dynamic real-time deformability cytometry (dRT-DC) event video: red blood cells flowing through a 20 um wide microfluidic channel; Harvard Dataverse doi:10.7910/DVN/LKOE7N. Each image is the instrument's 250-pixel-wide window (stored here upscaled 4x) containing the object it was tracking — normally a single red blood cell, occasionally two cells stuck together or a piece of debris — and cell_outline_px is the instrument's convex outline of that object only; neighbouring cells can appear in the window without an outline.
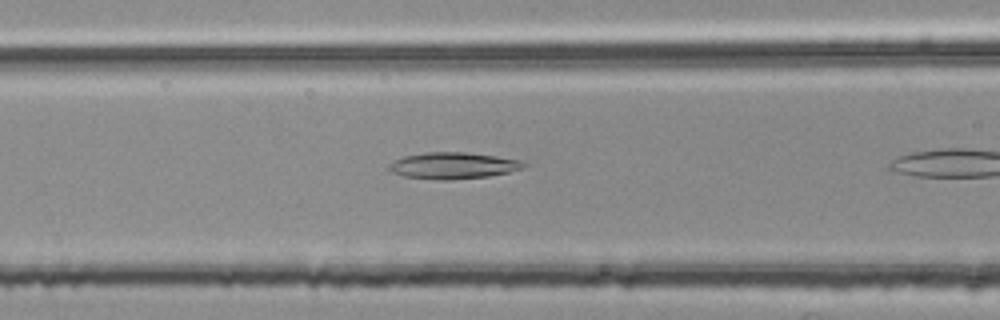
{"species": "common noctule bat (a hibernating species)", "species_latin": "Nyctalus noctula", "temperature_condition": "room temperature", "stored_images_in_passage": 8, "camera_frame_rate_fps": 3000, "um_per_image_px": 0.085, "animal": {"sex": "female", "body_mass_g": 25.1}, "frame": {"image": 1, "passage_image": 7, "time_ms": 2.0, "image_size_px": [1000, 320], "cell_outline_px": [[528, 164], [524, 168], [508, 172], [488, 176], [448, 180], [440, 180], [404, 176], [392, 172], [388, 168], [388, 164], [404, 156], [424, 152], [464, 152], [496, 156], [524, 160]], "centroid_in_image_um": [38.55, 14.07], "position_along_channel_um": 128.0, "area_um2": 20.81}}